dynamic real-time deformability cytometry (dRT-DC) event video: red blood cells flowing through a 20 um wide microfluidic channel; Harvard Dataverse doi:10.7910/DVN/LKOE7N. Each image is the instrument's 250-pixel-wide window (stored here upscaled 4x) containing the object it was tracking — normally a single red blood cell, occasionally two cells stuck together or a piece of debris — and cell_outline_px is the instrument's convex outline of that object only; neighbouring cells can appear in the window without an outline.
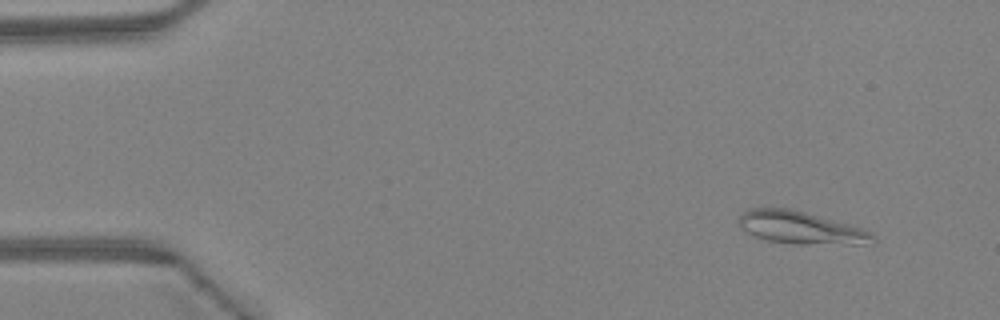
{"species": "Egyptian fruit bat (a non-hibernating species)", "species_latin": "Rousettus aegyptiacus", "temperature_condition": "warm", "stored_images_in_passage": 42, "camera_frame_rate_fps": 3000, "um_per_image_px": 0.085, "animal": {"sex": "female"}, "frame": {"image": 1, "passage_image": 1, "time_ms": 0.0, "image_size_px": [1000, 320], "cell_outline_px": [[876, 240], [872, 244], [796, 244], [768, 240], [756, 236], [740, 228], [740, 216], [744, 212], [752, 208], [792, 208], [864, 228], [872, 232], [876, 236]], "centroid_in_image_um": [68.16, 19.36], "position_along_channel_um": 16.8, "area_um2": 25.49}}
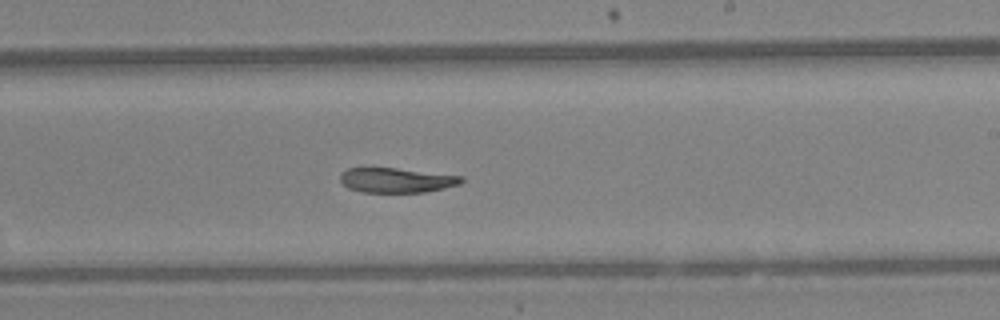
{"frame": {"image": 2, "passage_image": 24, "time_ms": 7.667, "image_size_px": [1000, 320], "cell_outline_px": [[464, 180], [460, 184], [444, 188], [424, 192], [364, 192], [348, 188], [340, 180], [340, 172], [348, 168], [396, 168], [464, 176]], "centroid_in_image_um": [33.71, 15.31], "position_along_channel_um": 255.3, "area_um2": 17.46}}
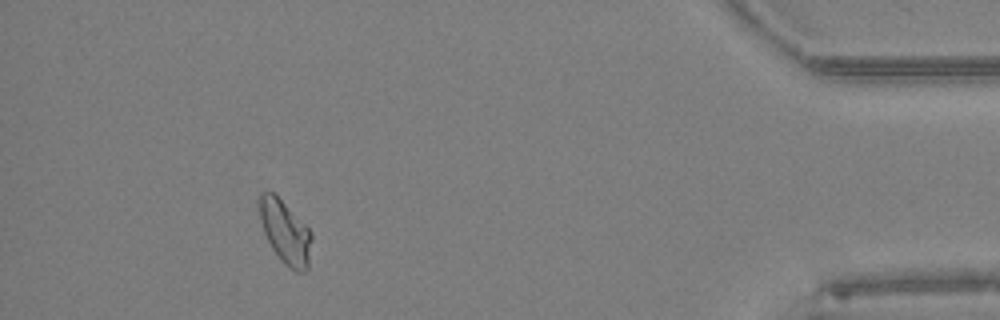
{"frame": {"image": 3, "passage_image": 38, "time_ms": 12.333, "image_size_px": [1000, 320], "cell_outline_px": [[312, 240], [308, 268], [304, 272], [296, 272], [284, 264], [272, 248], [264, 232], [260, 220], [260, 192], [272, 192], [308, 228], [312, 236]], "centroid_in_image_um": [24.26, 19.78], "position_along_channel_um": 410.9, "area_um2": 18.73}, "authors_computed_cell_mechanics": {"area_um2": 19.652, "velocity_mm_per_s": 4.5521, "shape_relaxation_time_tau1_ms": null, "shape_relaxation_time_tau2_ms": 11.3286, "deformation_change_tau1": null, "deformation_change_tau2": 0.1634}}